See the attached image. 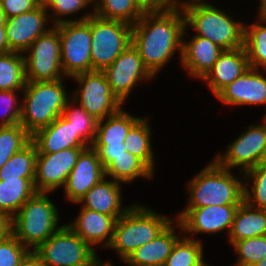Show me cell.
I'll return each instance as SVG.
<instances>
[{"label":"cell","mask_w":266,"mask_h":266,"mask_svg":"<svg viewBox=\"0 0 266 266\" xmlns=\"http://www.w3.org/2000/svg\"><path fill=\"white\" fill-rule=\"evenodd\" d=\"M180 9V6H174L165 11L144 12L132 26L131 44L153 76L178 49L182 57L183 37L187 29Z\"/></svg>","instance_id":"6da1fadb"},{"label":"cell","mask_w":266,"mask_h":266,"mask_svg":"<svg viewBox=\"0 0 266 266\" xmlns=\"http://www.w3.org/2000/svg\"><path fill=\"white\" fill-rule=\"evenodd\" d=\"M180 3L185 16V26L196 30V36L207 38L224 50L244 46L245 25L236 22L225 11L204 1Z\"/></svg>","instance_id":"7a4b0ae2"},{"label":"cell","mask_w":266,"mask_h":266,"mask_svg":"<svg viewBox=\"0 0 266 266\" xmlns=\"http://www.w3.org/2000/svg\"><path fill=\"white\" fill-rule=\"evenodd\" d=\"M62 81H27L20 124L31 136L62 115L69 101Z\"/></svg>","instance_id":"3957f363"},{"label":"cell","mask_w":266,"mask_h":266,"mask_svg":"<svg viewBox=\"0 0 266 266\" xmlns=\"http://www.w3.org/2000/svg\"><path fill=\"white\" fill-rule=\"evenodd\" d=\"M244 185L229 169L212 160L189 182L187 207L240 205L244 201Z\"/></svg>","instance_id":"277c9868"},{"label":"cell","mask_w":266,"mask_h":266,"mask_svg":"<svg viewBox=\"0 0 266 266\" xmlns=\"http://www.w3.org/2000/svg\"><path fill=\"white\" fill-rule=\"evenodd\" d=\"M172 221L169 217L134 204L117 219L108 248L115 249L124 261L134 250L154 240Z\"/></svg>","instance_id":"5b68a950"},{"label":"cell","mask_w":266,"mask_h":266,"mask_svg":"<svg viewBox=\"0 0 266 266\" xmlns=\"http://www.w3.org/2000/svg\"><path fill=\"white\" fill-rule=\"evenodd\" d=\"M46 194L36 192L12 218V234L32 251L60 228L57 208Z\"/></svg>","instance_id":"8992f818"},{"label":"cell","mask_w":266,"mask_h":266,"mask_svg":"<svg viewBox=\"0 0 266 266\" xmlns=\"http://www.w3.org/2000/svg\"><path fill=\"white\" fill-rule=\"evenodd\" d=\"M32 252L45 266H91L98 259L93 247L67 224Z\"/></svg>","instance_id":"52a82bcc"},{"label":"cell","mask_w":266,"mask_h":266,"mask_svg":"<svg viewBox=\"0 0 266 266\" xmlns=\"http://www.w3.org/2000/svg\"><path fill=\"white\" fill-rule=\"evenodd\" d=\"M89 13L79 20L69 19L55 25L61 40V64L63 74L74 76L92 71L91 62V29Z\"/></svg>","instance_id":"ba28073f"},{"label":"cell","mask_w":266,"mask_h":266,"mask_svg":"<svg viewBox=\"0 0 266 266\" xmlns=\"http://www.w3.org/2000/svg\"><path fill=\"white\" fill-rule=\"evenodd\" d=\"M92 71H103L131 44L132 25L90 16Z\"/></svg>","instance_id":"9c48e42d"},{"label":"cell","mask_w":266,"mask_h":266,"mask_svg":"<svg viewBox=\"0 0 266 266\" xmlns=\"http://www.w3.org/2000/svg\"><path fill=\"white\" fill-rule=\"evenodd\" d=\"M25 52L29 53L23 55L27 81L63 79L60 34L54 26L36 38Z\"/></svg>","instance_id":"30bf717a"},{"label":"cell","mask_w":266,"mask_h":266,"mask_svg":"<svg viewBox=\"0 0 266 266\" xmlns=\"http://www.w3.org/2000/svg\"><path fill=\"white\" fill-rule=\"evenodd\" d=\"M80 83V90L73 92V100L98 121L117 113L122 106L112 93L103 71H90L72 76Z\"/></svg>","instance_id":"8fae6325"},{"label":"cell","mask_w":266,"mask_h":266,"mask_svg":"<svg viewBox=\"0 0 266 266\" xmlns=\"http://www.w3.org/2000/svg\"><path fill=\"white\" fill-rule=\"evenodd\" d=\"M87 147L67 148L56 153H38L34 187L37 192H51L63 187L77 163L80 153Z\"/></svg>","instance_id":"7c38bea8"},{"label":"cell","mask_w":266,"mask_h":266,"mask_svg":"<svg viewBox=\"0 0 266 266\" xmlns=\"http://www.w3.org/2000/svg\"><path fill=\"white\" fill-rule=\"evenodd\" d=\"M266 147V116L264 124L250 125L233 143L228 145V150L214 160L222 167L232 169L240 167V172L245 173L249 169L260 164Z\"/></svg>","instance_id":"4fadbf2b"},{"label":"cell","mask_w":266,"mask_h":266,"mask_svg":"<svg viewBox=\"0 0 266 266\" xmlns=\"http://www.w3.org/2000/svg\"><path fill=\"white\" fill-rule=\"evenodd\" d=\"M112 93L121 103L134 88L138 80L146 81L154 76L144 66L138 51L130 44L114 62L103 70Z\"/></svg>","instance_id":"5bb4252c"},{"label":"cell","mask_w":266,"mask_h":266,"mask_svg":"<svg viewBox=\"0 0 266 266\" xmlns=\"http://www.w3.org/2000/svg\"><path fill=\"white\" fill-rule=\"evenodd\" d=\"M238 206L211 205L206 207H187L178 215V227L186 233L193 234H214L227 229L229 235Z\"/></svg>","instance_id":"9a60e30c"},{"label":"cell","mask_w":266,"mask_h":266,"mask_svg":"<svg viewBox=\"0 0 266 266\" xmlns=\"http://www.w3.org/2000/svg\"><path fill=\"white\" fill-rule=\"evenodd\" d=\"M49 10L40 3L35 9L18 16L6 18V36L12 52L25 53L33 41L45 34Z\"/></svg>","instance_id":"2e32d148"},{"label":"cell","mask_w":266,"mask_h":266,"mask_svg":"<svg viewBox=\"0 0 266 266\" xmlns=\"http://www.w3.org/2000/svg\"><path fill=\"white\" fill-rule=\"evenodd\" d=\"M105 175L97 151L92 147L85 148L79 155L77 163L68 175L64 185L68 200L77 203Z\"/></svg>","instance_id":"e0dca14e"},{"label":"cell","mask_w":266,"mask_h":266,"mask_svg":"<svg viewBox=\"0 0 266 266\" xmlns=\"http://www.w3.org/2000/svg\"><path fill=\"white\" fill-rule=\"evenodd\" d=\"M216 97L226 105L266 104V78L258 69L249 67Z\"/></svg>","instance_id":"ac0fdd59"},{"label":"cell","mask_w":266,"mask_h":266,"mask_svg":"<svg viewBox=\"0 0 266 266\" xmlns=\"http://www.w3.org/2000/svg\"><path fill=\"white\" fill-rule=\"evenodd\" d=\"M224 49L201 36L186 42L183 38L181 64L189 75L203 79L212 69Z\"/></svg>","instance_id":"d6986e66"},{"label":"cell","mask_w":266,"mask_h":266,"mask_svg":"<svg viewBox=\"0 0 266 266\" xmlns=\"http://www.w3.org/2000/svg\"><path fill=\"white\" fill-rule=\"evenodd\" d=\"M176 226H179V220H173L154 240L130 253L124 263L130 266H164L174 244L180 238V235L175 234Z\"/></svg>","instance_id":"ffe728a7"},{"label":"cell","mask_w":266,"mask_h":266,"mask_svg":"<svg viewBox=\"0 0 266 266\" xmlns=\"http://www.w3.org/2000/svg\"><path fill=\"white\" fill-rule=\"evenodd\" d=\"M31 141L36 145L37 153H56L67 148L87 147L62 115L49 126L37 130L31 136Z\"/></svg>","instance_id":"44dd1931"},{"label":"cell","mask_w":266,"mask_h":266,"mask_svg":"<svg viewBox=\"0 0 266 266\" xmlns=\"http://www.w3.org/2000/svg\"><path fill=\"white\" fill-rule=\"evenodd\" d=\"M248 68V56L244 46L234 50H224L202 80L207 81L212 93L217 95Z\"/></svg>","instance_id":"7402d4cb"},{"label":"cell","mask_w":266,"mask_h":266,"mask_svg":"<svg viewBox=\"0 0 266 266\" xmlns=\"http://www.w3.org/2000/svg\"><path fill=\"white\" fill-rule=\"evenodd\" d=\"M116 221L110 215L82 207L77 219L68 226L91 247L104 242L103 246L108 248L113 238Z\"/></svg>","instance_id":"603a6c76"},{"label":"cell","mask_w":266,"mask_h":266,"mask_svg":"<svg viewBox=\"0 0 266 266\" xmlns=\"http://www.w3.org/2000/svg\"><path fill=\"white\" fill-rule=\"evenodd\" d=\"M105 179L95 184L77 203L83 202V208L110 215L117 220L128 210V207L122 208L121 183Z\"/></svg>","instance_id":"cb8c5ba5"},{"label":"cell","mask_w":266,"mask_h":266,"mask_svg":"<svg viewBox=\"0 0 266 266\" xmlns=\"http://www.w3.org/2000/svg\"><path fill=\"white\" fill-rule=\"evenodd\" d=\"M266 235V209H257L243 201L237 208L229 242Z\"/></svg>","instance_id":"d4e9b609"},{"label":"cell","mask_w":266,"mask_h":266,"mask_svg":"<svg viewBox=\"0 0 266 266\" xmlns=\"http://www.w3.org/2000/svg\"><path fill=\"white\" fill-rule=\"evenodd\" d=\"M36 192L34 178L0 180V212L13 218Z\"/></svg>","instance_id":"484cf974"},{"label":"cell","mask_w":266,"mask_h":266,"mask_svg":"<svg viewBox=\"0 0 266 266\" xmlns=\"http://www.w3.org/2000/svg\"><path fill=\"white\" fill-rule=\"evenodd\" d=\"M99 120L93 145H122L129 130L141 119L125 112L122 108L114 115Z\"/></svg>","instance_id":"4316f807"},{"label":"cell","mask_w":266,"mask_h":266,"mask_svg":"<svg viewBox=\"0 0 266 266\" xmlns=\"http://www.w3.org/2000/svg\"><path fill=\"white\" fill-rule=\"evenodd\" d=\"M94 15L134 25L144 14L135 0H94Z\"/></svg>","instance_id":"83f0119b"},{"label":"cell","mask_w":266,"mask_h":266,"mask_svg":"<svg viewBox=\"0 0 266 266\" xmlns=\"http://www.w3.org/2000/svg\"><path fill=\"white\" fill-rule=\"evenodd\" d=\"M153 171L137 156L132 155L128 151L126 154L116 156L105 167V175L113 177L118 182H132L137 177L150 178Z\"/></svg>","instance_id":"f1b7e54d"},{"label":"cell","mask_w":266,"mask_h":266,"mask_svg":"<svg viewBox=\"0 0 266 266\" xmlns=\"http://www.w3.org/2000/svg\"><path fill=\"white\" fill-rule=\"evenodd\" d=\"M260 23L245 25L244 48L249 67L266 70V17L259 11Z\"/></svg>","instance_id":"f546056e"},{"label":"cell","mask_w":266,"mask_h":266,"mask_svg":"<svg viewBox=\"0 0 266 266\" xmlns=\"http://www.w3.org/2000/svg\"><path fill=\"white\" fill-rule=\"evenodd\" d=\"M148 118H141L128 132L124 141L126 150L140 158L154 172V153L151 149Z\"/></svg>","instance_id":"4dcf8cb0"},{"label":"cell","mask_w":266,"mask_h":266,"mask_svg":"<svg viewBox=\"0 0 266 266\" xmlns=\"http://www.w3.org/2000/svg\"><path fill=\"white\" fill-rule=\"evenodd\" d=\"M37 154L36 145L31 141L0 168V180L34 178Z\"/></svg>","instance_id":"1f68e13d"},{"label":"cell","mask_w":266,"mask_h":266,"mask_svg":"<svg viewBox=\"0 0 266 266\" xmlns=\"http://www.w3.org/2000/svg\"><path fill=\"white\" fill-rule=\"evenodd\" d=\"M27 83L24 56L19 52L0 54V90H22Z\"/></svg>","instance_id":"d6a6232c"},{"label":"cell","mask_w":266,"mask_h":266,"mask_svg":"<svg viewBox=\"0 0 266 266\" xmlns=\"http://www.w3.org/2000/svg\"><path fill=\"white\" fill-rule=\"evenodd\" d=\"M178 239L164 266H206L201 241L193 238Z\"/></svg>","instance_id":"836d02e7"},{"label":"cell","mask_w":266,"mask_h":266,"mask_svg":"<svg viewBox=\"0 0 266 266\" xmlns=\"http://www.w3.org/2000/svg\"><path fill=\"white\" fill-rule=\"evenodd\" d=\"M75 101L70 99L63 110L62 116L67 119L73 127L75 134L88 147L95 140L98 120L90 115L81 105L74 108ZM73 108H72V107Z\"/></svg>","instance_id":"e575fe53"},{"label":"cell","mask_w":266,"mask_h":266,"mask_svg":"<svg viewBox=\"0 0 266 266\" xmlns=\"http://www.w3.org/2000/svg\"><path fill=\"white\" fill-rule=\"evenodd\" d=\"M30 142L31 135L20 123L12 126H0V168Z\"/></svg>","instance_id":"d590c367"},{"label":"cell","mask_w":266,"mask_h":266,"mask_svg":"<svg viewBox=\"0 0 266 266\" xmlns=\"http://www.w3.org/2000/svg\"><path fill=\"white\" fill-rule=\"evenodd\" d=\"M244 174V178L253 180L251 191L244 186V201L253 208L266 209V166L259 164Z\"/></svg>","instance_id":"8d00e7d4"},{"label":"cell","mask_w":266,"mask_h":266,"mask_svg":"<svg viewBox=\"0 0 266 266\" xmlns=\"http://www.w3.org/2000/svg\"><path fill=\"white\" fill-rule=\"evenodd\" d=\"M232 246L239 254L235 266H253L266 258V235L235 241Z\"/></svg>","instance_id":"74e56055"},{"label":"cell","mask_w":266,"mask_h":266,"mask_svg":"<svg viewBox=\"0 0 266 266\" xmlns=\"http://www.w3.org/2000/svg\"><path fill=\"white\" fill-rule=\"evenodd\" d=\"M31 252L12 234L0 242V266H21Z\"/></svg>","instance_id":"f35d334b"},{"label":"cell","mask_w":266,"mask_h":266,"mask_svg":"<svg viewBox=\"0 0 266 266\" xmlns=\"http://www.w3.org/2000/svg\"><path fill=\"white\" fill-rule=\"evenodd\" d=\"M16 91L19 90H0V106L3 105L2 108L5 110L1 112L5 114L0 116L2 117L0 126H12L20 123L22 105H18Z\"/></svg>","instance_id":"ab89813d"},{"label":"cell","mask_w":266,"mask_h":266,"mask_svg":"<svg viewBox=\"0 0 266 266\" xmlns=\"http://www.w3.org/2000/svg\"><path fill=\"white\" fill-rule=\"evenodd\" d=\"M91 2L94 0H47L44 4L47 9L50 8L54 11V16L59 15V17H53V26H55L66 22V19H61L60 16L76 14Z\"/></svg>","instance_id":"60d3db41"},{"label":"cell","mask_w":266,"mask_h":266,"mask_svg":"<svg viewBox=\"0 0 266 266\" xmlns=\"http://www.w3.org/2000/svg\"><path fill=\"white\" fill-rule=\"evenodd\" d=\"M39 4V0H0V6L4 10L6 18L33 10Z\"/></svg>","instance_id":"b9f144b4"},{"label":"cell","mask_w":266,"mask_h":266,"mask_svg":"<svg viewBox=\"0 0 266 266\" xmlns=\"http://www.w3.org/2000/svg\"><path fill=\"white\" fill-rule=\"evenodd\" d=\"M97 151L101 164L105 168L116 156L126 154L125 143L122 145H92Z\"/></svg>","instance_id":"7bdbcfd3"},{"label":"cell","mask_w":266,"mask_h":266,"mask_svg":"<svg viewBox=\"0 0 266 266\" xmlns=\"http://www.w3.org/2000/svg\"><path fill=\"white\" fill-rule=\"evenodd\" d=\"M144 12L165 11L174 7L173 0H135Z\"/></svg>","instance_id":"ee69618b"},{"label":"cell","mask_w":266,"mask_h":266,"mask_svg":"<svg viewBox=\"0 0 266 266\" xmlns=\"http://www.w3.org/2000/svg\"><path fill=\"white\" fill-rule=\"evenodd\" d=\"M12 235V218L0 212V242Z\"/></svg>","instance_id":"f6af8a7d"},{"label":"cell","mask_w":266,"mask_h":266,"mask_svg":"<svg viewBox=\"0 0 266 266\" xmlns=\"http://www.w3.org/2000/svg\"><path fill=\"white\" fill-rule=\"evenodd\" d=\"M12 52L9 49V44L6 36V27L5 25H0V54H7Z\"/></svg>","instance_id":"bcb514c9"},{"label":"cell","mask_w":266,"mask_h":266,"mask_svg":"<svg viewBox=\"0 0 266 266\" xmlns=\"http://www.w3.org/2000/svg\"><path fill=\"white\" fill-rule=\"evenodd\" d=\"M21 266H45L36 255L31 252L28 257L23 261Z\"/></svg>","instance_id":"7dc6e473"},{"label":"cell","mask_w":266,"mask_h":266,"mask_svg":"<svg viewBox=\"0 0 266 266\" xmlns=\"http://www.w3.org/2000/svg\"><path fill=\"white\" fill-rule=\"evenodd\" d=\"M5 24H6V16L4 10L0 6V25H5Z\"/></svg>","instance_id":"c3c4849f"},{"label":"cell","mask_w":266,"mask_h":266,"mask_svg":"<svg viewBox=\"0 0 266 266\" xmlns=\"http://www.w3.org/2000/svg\"><path fill=\"white\" fill-rule=\"evenodd\" d=\"M91 266H113L110 262L102 263L101 260H96Z\"/></svg>","instance_id":"681fc988"},{"label":"cell","mask_w":266,"mask_h":266,"mask_svg":"<svg viewBox=\"0 0 266 266\" xmlns=\"http://www.w3.org/2000/svg\"><path fill=\"white\" fill-rule=\"evenodd\" d=\"M260 164L266 166V147H265V149H264V152H263L262 158H261V160H260Z\"/></svg>","instance_id":"f907efd6"},{"label":"cell","mask_w":266,"mask_h":266,"mask_svg":"<svg viewBox=\"0 0 266 266\" xmlns=\"http://www.w3.org/2000/svg\"><path fill=\"white\" fill-rule=\"evenodd\" d=\"M253 266H266V258L262 259L260 262L255 263Z\"/></svg>","instance_id":"816d5d0a"},{"label":"cell","mask_w":266,"mask_h":266,"mask_svg":"<svg viewBox=\"0 0 266 266\" xmlns=\"http://www.w3.org/2000/svg\"><path fill=\"white\" fill-rule=\"evenodd\" d=\"M260 12L266 17V3L263 6V8L260 10Z\"/></svg>","instance_id":"f5cc1de1"},{"label":"cell","mask_w":266,"mask_h":266,"mask_svg":"<svg viewBox=\"0 0 266 266\" xmlns=\"http://www.w3.org/2000/svg\"><path fill=\"white\" fill-rule=\"evenodd\" d=\"M193 1H202V0H192V2ZM204 1V0H203ZM173 2H174V6H179L180 4H179V2L177 1V0H173Z\"/></svg>","instance_id":"db71d44e"},{"label":"cell","mask_w":266,"mask_h":266,"mask_svg":"<svg viewBox=\"0 0 266 266\" xmlns=\"http://www.w3.org/2000/svg\"><path fill=\"white\" fill-rule=\"evenodd\" d=\"M260 1L261 2H260V7H259L260 9L259 10H261L266 3V0H260Z\"/></svg>","instance_id":"11a10c76"},{"label":"cell","mask_w":266,"mask_h":266,"mask_svg":"<svg viewBox=\"0 0 266 266\" xmlns=\"http://www.w3.org/2000/svg\"><path fill=\"white\" fill-rule=\"evenodd\" d=\"M47 0H39L40 3L44 4Z\"/></svg>","instance_id":"9f6ffc18"}]
</instances>
